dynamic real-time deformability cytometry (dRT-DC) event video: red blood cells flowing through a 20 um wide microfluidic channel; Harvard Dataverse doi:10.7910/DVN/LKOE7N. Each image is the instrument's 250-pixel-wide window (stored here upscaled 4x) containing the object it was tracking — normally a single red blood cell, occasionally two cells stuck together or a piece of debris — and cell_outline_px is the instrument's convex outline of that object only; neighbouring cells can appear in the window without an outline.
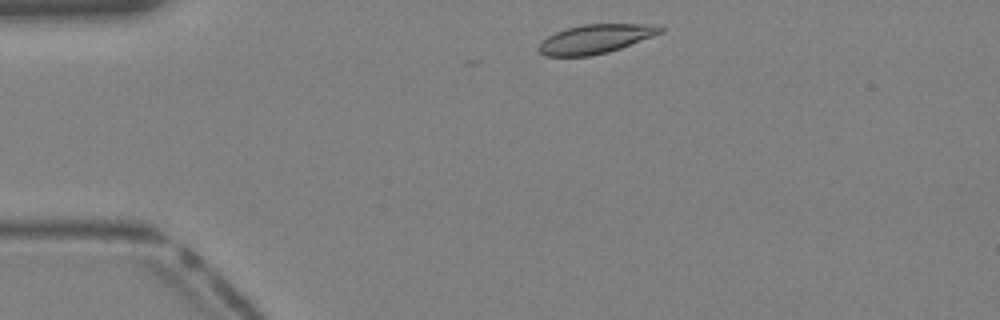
{"species": "Egyptian fruit bat (a non-hibernating species)", "species_latin": "Rousettus aegyptiacus", "temperature_condition": "warm", "stored_images_in_passage": 34, "camera_frame_rate_fps": 3000, "um_per_image_px": 0.085, "animal": {"sex": "female"}, "frame": {"image": 1, "passage_image": 2, "time_ms": 0.333, "image_size_px": [1000, 320], "cell_outline_px": [[664, 32], [620, 48], [608, 52], [592, 56], [544, 56], [536, 48], [548, 36], [556, 32], [568, 28], [584, 24], [656, 24], [664, 28]], "centroid_in_image_um": [50.64, 3.31], "position_along_channel_um": 34.4, "area_um2": 20.52}}
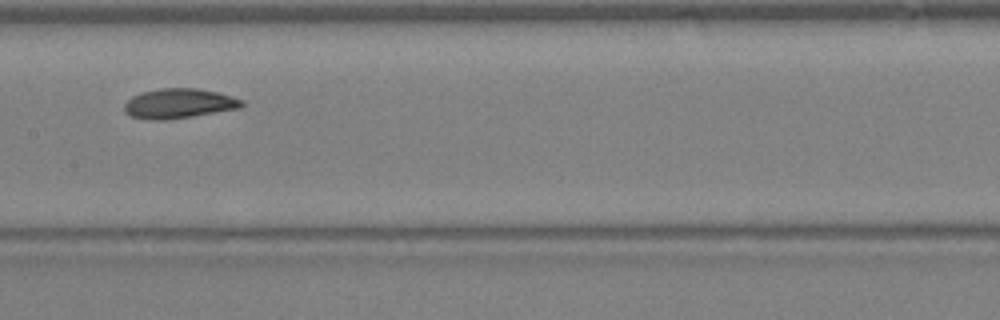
{"frame": {"image": 2, "passage_image": 14, "time_ms": 4.333, "image_size_px": [1000, 320], "cell_outline_px": [[244, 104], [240, 108], [168, 120], [148, 120], [132, 116], [124, 112], [124, 104], [132, 96], [140, 92], [160, 88], [196, 88], [216, 92], [232, 96], [244, 100]], "centroid_in_image_um": [15.19, 8.8], "position_along_channel_um": 192.2, "area_um2": 20.46}}
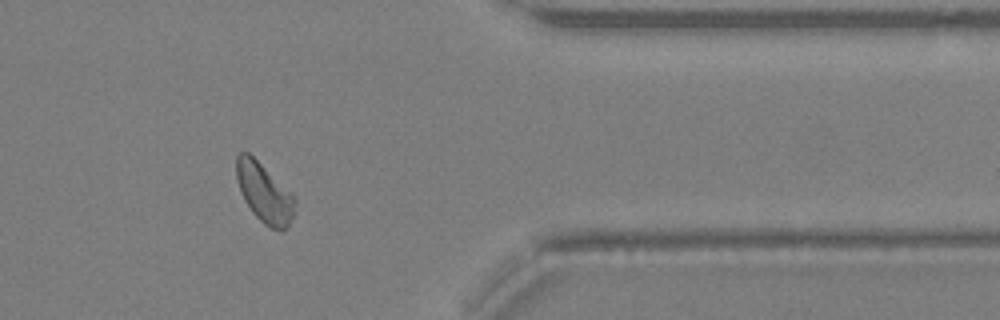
{"frame": {"image": 3, "passage_image": 26, "time_ms": 8.333, "image_size_px": [1000, 320], "cell_outline_px": [[296, 200], [292, 216], [288, 228], [280, 232], [264, 224], [252, 212], [244, 200], [240, 192], [236, 180], [236, 156], [240, 152], [248, 152], [292, 192]], "centroid_in_image_um": [22.46, 16.4], "position_along_channel_um": 388.9, "area_um2": 20.35}}